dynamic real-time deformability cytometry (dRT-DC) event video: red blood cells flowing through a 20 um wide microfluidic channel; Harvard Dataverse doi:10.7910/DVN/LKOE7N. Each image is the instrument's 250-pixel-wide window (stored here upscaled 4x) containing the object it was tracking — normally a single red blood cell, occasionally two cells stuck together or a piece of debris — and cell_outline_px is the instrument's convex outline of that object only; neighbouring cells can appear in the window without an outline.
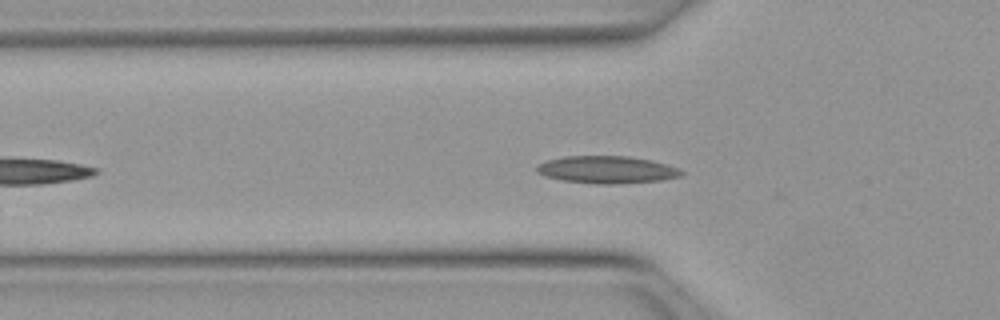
{"species": "Egyptian fruit bat (a non-hibernating species)", "species_latin": "Rousettus aegyptiacus", "temperature_condition": "warm", "stored_images_in_passage": 33, "camera_frame_rate_fps": 3000, "um_per_image_px": 0.085, "animal": {"sex": "female"}, "frame": {"image": 1, "passage_image": 2, "time_ms": 0.333, "image_size_px": [1000, 320], "cell_outline_px": [[684, 172], [680, 176], [660, 180], [616, 184], [596, 184], [560, 180], [544, 176], [536, 172], [536, 164], [548, 160], [564, 156], [628, 156], [652, 160], [680, 168]], "centroid_in_image_um": [51.55, 14.42], "position_along_channel_um": 74.2, "area_um2": 23.24}}
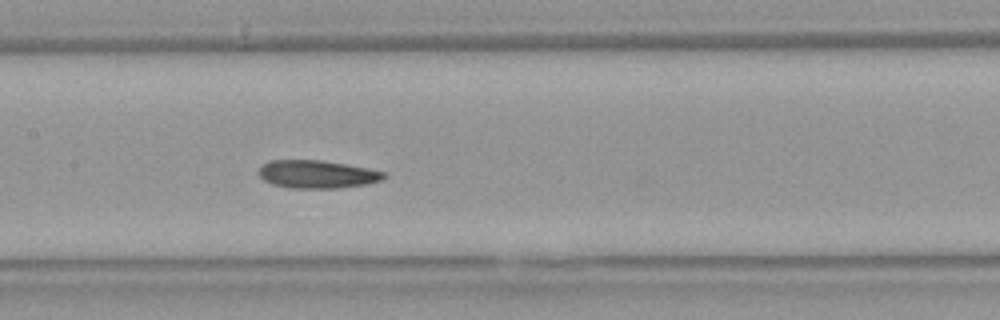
{"frame": {"image": 2, "passage_image": 10, "time_ms": 3.0, "image_size_px": [1000, 320], "cell_outline_px": [[388, 176], [380, 180], [368, 184], [336, 188], [288, 188], [272, 184], [264, 180], [260, 176], [260, 168], [268, 160], [320, 160], [368, 168], [388, 172]], "centroid_in_image_um": [26.99, 14.81], "position_along_channel_um": 180.4, "area_um2": 20.4}}
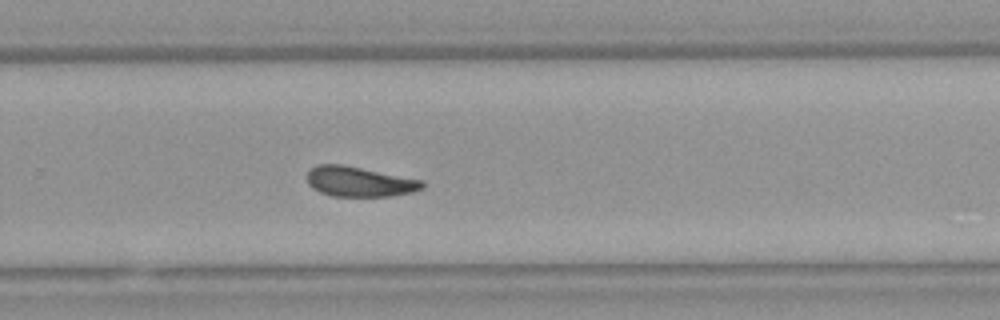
{"frame": {"image": 3, "passage_image": 19, "time_ms": 6.0, "image_size_px": [1000, 320], "cell_outline_px": [[424, 188], [412, 192], [392, 196], [332, 196], [320, 192], [312, 188], [308, 184], [308, 168], [316, 164], [340, 164], [424, 180]], "centroid_in_image_um": [30.53, 15.44], "position_along_channel_um": 299.3, "area_um2": 20.23}, "authors_computed_cell_mechanics": {"area_um2": 20.4034, "velocity_mm_per_s": 3.9755, "shape_relaxation_time_tau1_ms": 8.8233, "shape_relaxation_time_tau2_ms": 4.4935, "deformation_change_tau1": 0.1881, "deformation_change_tau2": 0.1191}}